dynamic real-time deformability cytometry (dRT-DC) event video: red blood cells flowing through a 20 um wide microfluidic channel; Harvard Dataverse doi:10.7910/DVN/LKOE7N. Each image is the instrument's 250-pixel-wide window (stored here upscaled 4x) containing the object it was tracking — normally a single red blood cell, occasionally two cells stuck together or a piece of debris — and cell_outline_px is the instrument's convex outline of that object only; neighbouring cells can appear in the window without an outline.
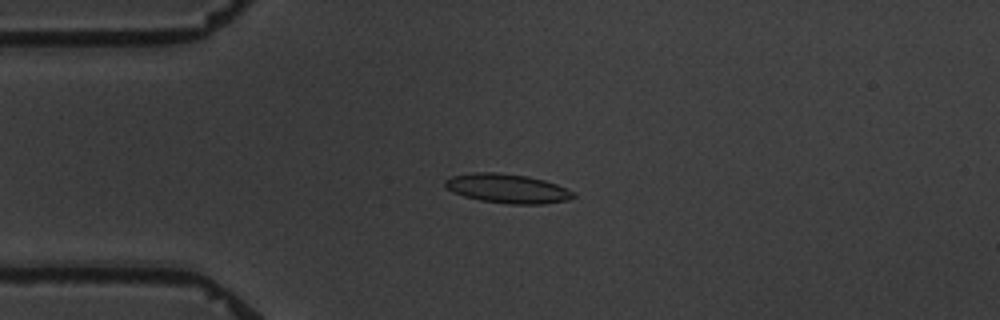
{"species": "common noctule bat (a hibernating species)", "species_latin": "Nyctalus noctula", "temperature_condition": "warm", "stored_images_in_passage": 5, "camera_frame_rate_fps": 3000, "um_per_image_px": 0.085, "animal": {"sex": "male", "body_mass_g": 19.5, "forearm_length_mm": 54.6}, "frame": {"image": 1, "passage_image": 4, "time_ms": 4.333, "image_size_px": [1000, 320], "cell_outline_px": [[576, 196], [568, 200], [544, 204], [508, 204], [480, 200], [464, 196], [452, 192], [444, 184], [444, 180], [452, 176], [472, 172], [496, 172], [528, 176], [544, 180], [556, 184], [576, 192]], "centroid_in_image_um": [43.15, 16.02], "position_along_channel_um": 41.9, "area_um2": 21.96}}